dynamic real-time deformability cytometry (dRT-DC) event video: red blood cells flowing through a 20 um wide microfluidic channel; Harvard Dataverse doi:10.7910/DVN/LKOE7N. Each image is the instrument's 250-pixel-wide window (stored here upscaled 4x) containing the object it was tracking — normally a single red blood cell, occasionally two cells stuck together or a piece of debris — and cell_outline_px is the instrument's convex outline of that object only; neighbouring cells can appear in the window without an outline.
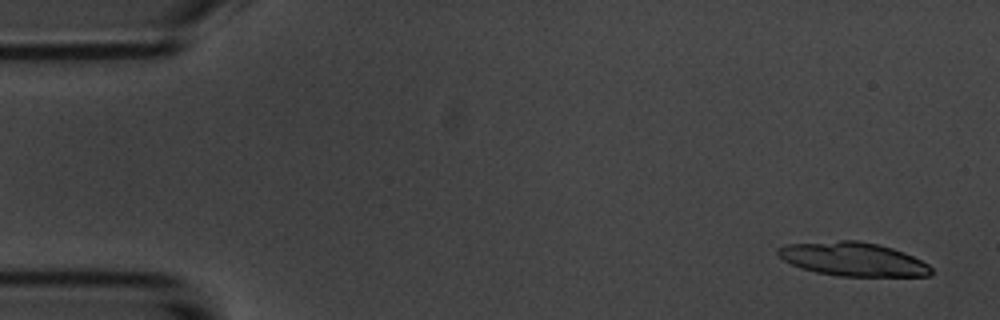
{"species": "common noctule bat (a hibernating species)", "species_latin": "Nyctalus noctula", "temperature_condition": "room temperature", "stored_images_in_passage": 4, "camera_frame_rate_fps": 3000, "um_per_image_px": 0.085, "animal": {"sex": "male", "body_mass_g": 20.1, "forearm_length_mm": 53.5}, "frame": {"image": 1, "passage_image": 1, "time_ms": 0.0, "image_size_px": [1000, 320], "cell_outline_px": [[932, 276], [840, 276], [816, 272], [800, 268], [784, 260], [776, 252], [776, 248], [788, 244], [840, 240], [860, 240], [892, 248], [904, 252], [928, 264], [932, 268]], "centroid_in_image_um": [72.51, 22.03], "position_along_channel_um": 12.5, "area_um2": 30.06}}